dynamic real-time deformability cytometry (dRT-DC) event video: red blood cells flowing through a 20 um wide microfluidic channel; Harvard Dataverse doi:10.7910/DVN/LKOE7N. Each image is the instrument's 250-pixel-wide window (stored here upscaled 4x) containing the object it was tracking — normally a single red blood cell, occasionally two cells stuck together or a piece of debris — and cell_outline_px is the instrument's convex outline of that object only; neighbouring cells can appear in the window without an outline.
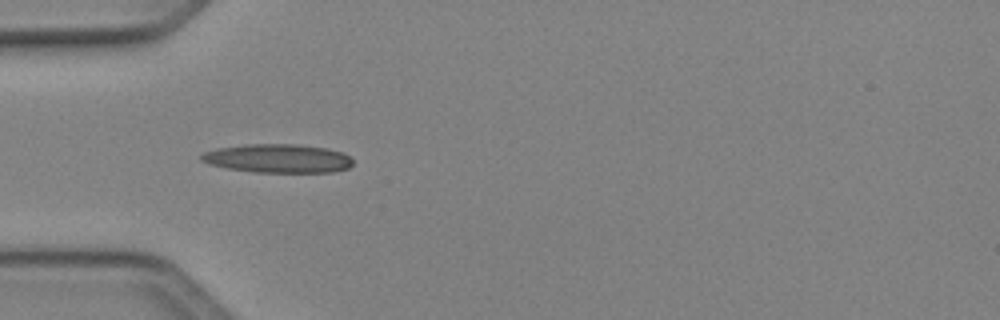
{"species": "Egyptian fruit bat (a non-hibernating species)", "species_latin": "Rousettus aegyptiacus", "temperature_condition": "cold", "stored_images_in_passage": 35, "camera_frame_rate_fps": 3000, "um_per_image_px": 0.085, "animal": {"sex": "female"}, "frame": {"image": 1, "passage_image": 1, "time_ms": 0.0, "image_size_px": [1000, 320], "cell_outline_px": [[352, 164], [348, 168], [332, 172], [256, 172], [228, 168], [208, 164], [200, 160], [200, 156], [204, 152], [216, 148], [244, 144], [296, 144], [324, 148], [344, 152], [352, 160]], "centroid_in_image_um": [23.59, 13.46], "position_along_channel_um": 61.4, "area_um2": 25.32}}
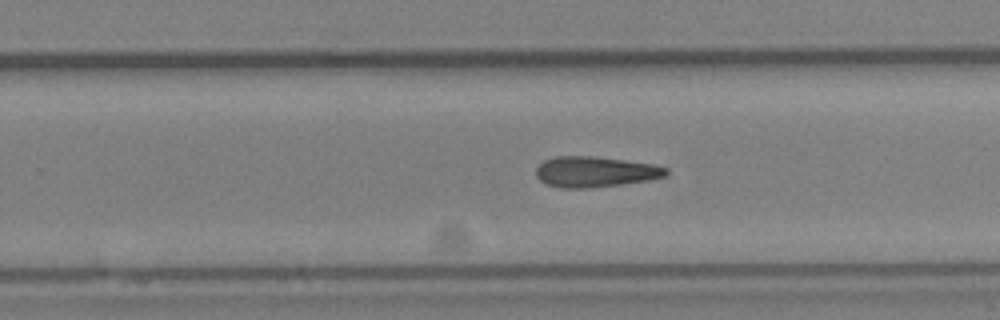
{"frame": {"image": 2, "passage_image": 17, "time_ms": 5.333, "image_size_px": [1000, 320], "cell_outline_px": [[668, 172], [664, 176], [648, 180], [620, 184], [588, 188], [560, 188], [544, 184], [536, 176], [536, 168], [544, 160], [556, 156], [592, 156], [624, 160], [652, 164], [668, 168]], "centroid_in_image_um": [50.54, 14.6], "position_along_channel_um": 279.3, "area_um2": 23.12}}
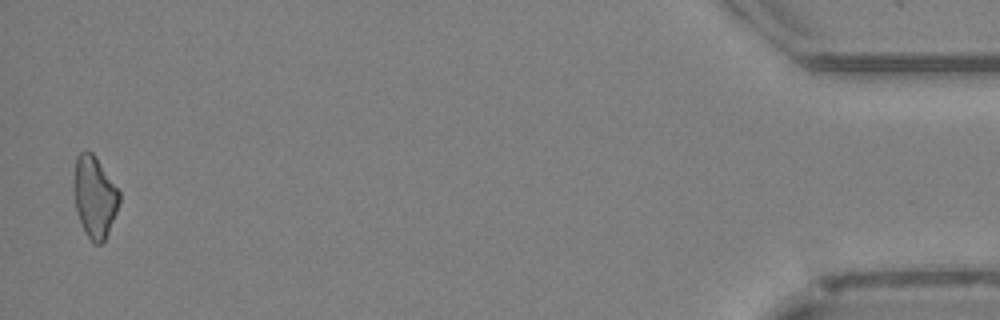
{"frame": {"image": 3, "passage_image": 34, "time_ms": 11.0, "image_size_px": [1000, 320], "cell_outline_px": [[120, 200], [116, 212], [108, 232], [104, 240], [100, 244], [96, 244], [88, 236], [80, 220], [76, 208], [76, 156], [80, 152], [92, 152], [120, 192]], "centroid_in_image_um": [8.08, 16.74], "position_along_channel_um": 427.1, "area_um2": 20.46}}